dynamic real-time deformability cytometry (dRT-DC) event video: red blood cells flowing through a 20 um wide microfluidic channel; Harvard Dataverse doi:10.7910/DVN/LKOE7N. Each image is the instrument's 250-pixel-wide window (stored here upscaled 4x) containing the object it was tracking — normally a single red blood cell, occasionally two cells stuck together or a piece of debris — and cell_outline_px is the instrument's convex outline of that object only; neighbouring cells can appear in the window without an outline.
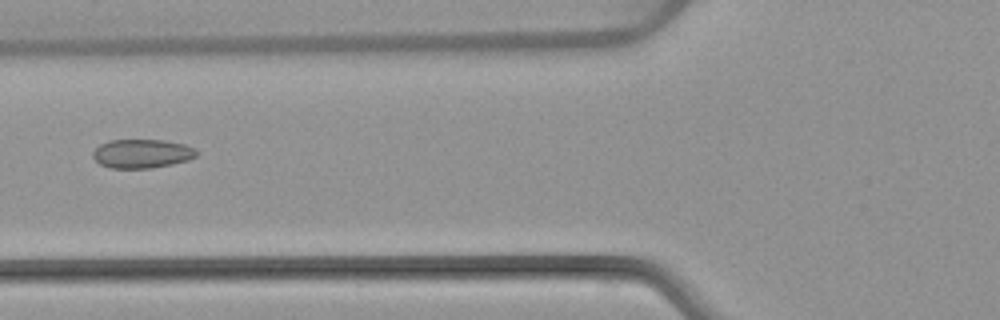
{"species": "common noctule bat (a hibernating species)", "species_latin": "Nyctalus noctula", "temperature_condition": "warm", "stored_images_in_passage": 6, "camera_frame_rate_fps": 3000, "um_per_image_px": 0.085, "animal": {"sex": "female", "body_mass_g": 22.7, "forearm_length_mm": 54.2}, "frame": {"image": 1, "passage_image": 6, "time_ms": 6.333, "image_size_px": [1000, 320], "cell_outline_px": [[200, 152], [196, 156], [188, 160], [172, 164], [152, 168], [112, 168], [100, 164], [92, 156], [92, 152], [100, 144], [108, 140], [164, 140], [184, 144], [196, 148]], "centroid_in_image_um": [12.09, 13.05], "position_along_channel_um": 113.7, "area_um2": 17.57}}